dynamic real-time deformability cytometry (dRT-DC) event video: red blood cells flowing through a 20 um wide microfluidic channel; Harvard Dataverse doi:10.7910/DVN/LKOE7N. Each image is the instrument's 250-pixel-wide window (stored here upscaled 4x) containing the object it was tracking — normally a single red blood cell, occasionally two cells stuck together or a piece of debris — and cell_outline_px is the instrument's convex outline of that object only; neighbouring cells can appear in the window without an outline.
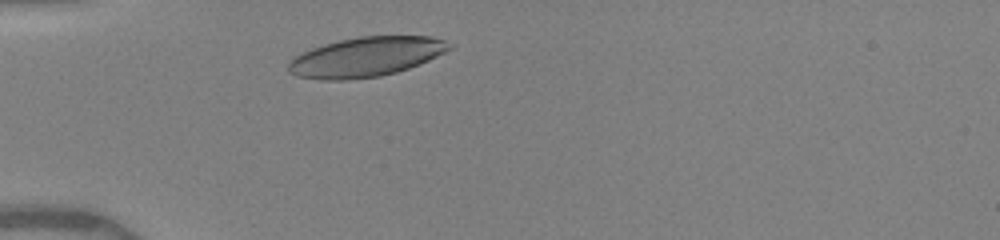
{"species": "human", "species_latin": "Homo sapiens", "temperature_condition": "warm", "stored_images_in_passage": 29, "camera_frame_rate_fps": 3000, "um_per_image_px": 0.085, "donor": {"sex": "female"}, "frame": {"image": 1, "passage_image": 3, "time_ms": 1.0, "image_size_px": [1000, 240], "cell_outline_px": [[456, 44], [452, 48], [420, 64], [396, 72], [380, 76], [344, 80], [324, 80], [296, 76], [288, 72], [288, 64], [296, 56], [312, 48], [324, 44], [340, 40], [360, 36], [432, 36]], "centroid_in_image_um": [31.14, 4.83], "position_along_channel_um": 53.9, "area_um2": 37.05}}
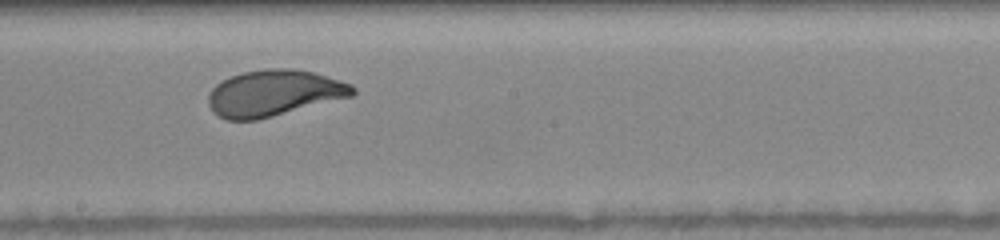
{"frame": {"image": 2, "passage_image": 11, "time_ms": 5.667, "image_size_px": [1000, 240], "cell_outline_px": [[356, 92], [352, 96], [256, 120], [224, 120], [212, 112], [208, 104], [208, 96], [212, 88], [216, 84], [232, 76], [244, 72], [268, 68], [292, 68], [312, 72], [352, 84], [356, 88]], "centroid_in_image_um": [23.26, 7.92], "position_along_channel_um": 224.9, "area_um2": 38.67}}
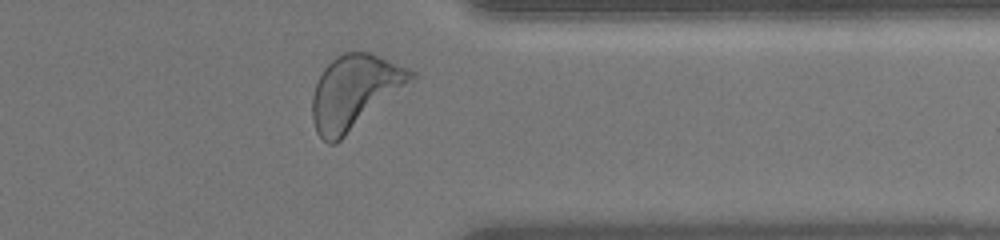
{"frame": {"image": 3, "passage_image": 26, "time_ms": 9.667, "image_size_px": [1000, 240], "cell_outline_px": [[416, 76], [336, 144], [328, 144], [316, 132], [312, 120], [312, 96], [316, 84], [324, 68], [336, 56], [344, 52], [368, 52], [380, 56], [408, 68], [416, 72]], "centroid_in_image_um": [30.09, 7.81], "position_along_channel_um": 381.3, "area_um2": 41.73}, "authors_computed_cell_mechanics": {"area_um2": 38.6682, "velocity_mm_per_s": 3.9763, "shape_relaxation_time_tau1_ms": 2.2422, "shape_relaxation_time_tau2_ms": null, "deformation_change_tau1": 0.1458, "deformation_change_tau2": null}}